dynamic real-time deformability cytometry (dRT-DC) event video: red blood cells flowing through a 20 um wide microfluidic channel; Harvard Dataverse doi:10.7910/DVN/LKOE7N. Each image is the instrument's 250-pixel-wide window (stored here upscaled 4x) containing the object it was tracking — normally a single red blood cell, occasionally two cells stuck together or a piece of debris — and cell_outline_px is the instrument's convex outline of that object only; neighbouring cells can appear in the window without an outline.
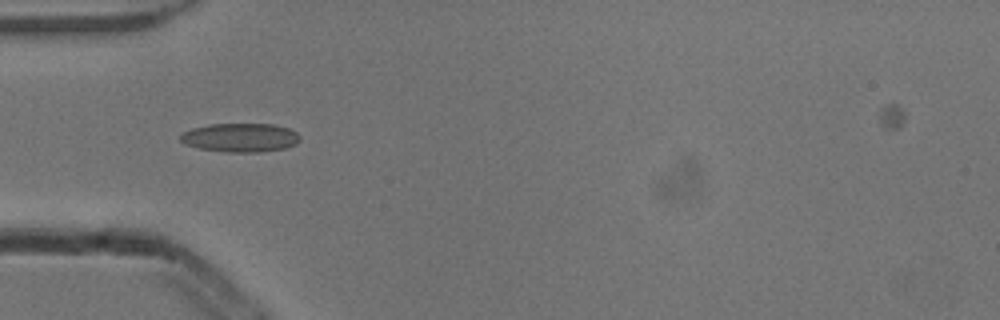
{"species": "common noctule bat (a hibernating species)", "species_latin": "Nyctalus noctula", "temperature_condition": "cold", "stored_images_in_passage": 5, "camera_frame_rate_fps": 3000, "um_per_image_px": 0.085, "animal": {"sex": "male", "body_mass_g": 13.3}, "frame": {"image": 1, "passage_image": 5, "time_ms": 1.333, "image_size_px": [1000, 320], "cell_outline_px": [[300, 140], [296, 144], [284, 148], [260, 152], [228, 152], [200, 148], [184, 144], [180, 140], [180, 136], [184, 132], [192, 128], [208, 124], [272, 124], [288, 128], [296, 132], [300, 136]], "centroid_in_image_um": [20.43, 11.69], "position_along_channel_um": 64.6, "area_um2": 20.0}}